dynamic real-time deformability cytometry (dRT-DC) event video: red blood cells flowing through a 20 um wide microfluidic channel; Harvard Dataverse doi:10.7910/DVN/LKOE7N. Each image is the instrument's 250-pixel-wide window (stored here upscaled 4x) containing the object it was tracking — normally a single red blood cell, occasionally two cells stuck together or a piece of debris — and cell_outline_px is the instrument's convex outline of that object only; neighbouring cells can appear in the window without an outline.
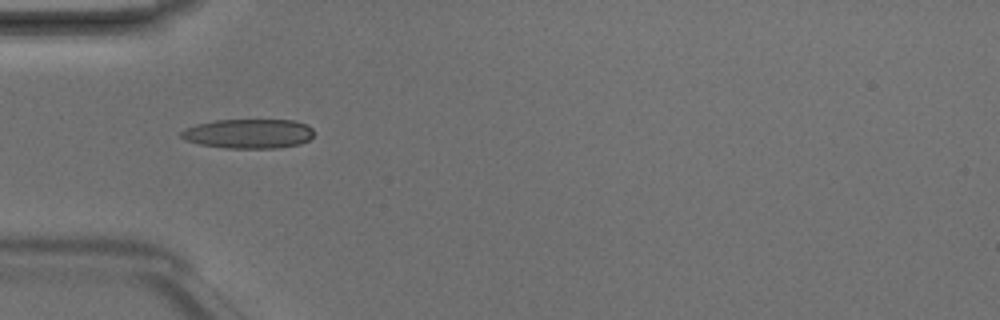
{"species": "Egyptian fruit bat (a non-hibernating species)", "species_latin": "Rousettus aegyptiacus", "temperature_condition": "room temperature", "stored_images_in_passage": 2, "camera_frame_rate_fps": 3000, "um_per_image_px": 0.085, "animal": {"sex": "male"}, "frame": {"image": 1, "passage_image": 1, "time_ms": 0.0, "image_size_px": [1000, 320], "cell_outline_px": [[312, 136], [308, 140], [300, 144], [276, 148], [224, 148], [200, 144], [184, 140], [180, 136], [180, 132], [184, 128], [196, 124], [212, 120], [296, 120], [308, 124], [312, 128]], "centroid_in_image_um": [21.1, 11.35], "position_along_channel_um": 63.9, "area_um2": 23.0}}